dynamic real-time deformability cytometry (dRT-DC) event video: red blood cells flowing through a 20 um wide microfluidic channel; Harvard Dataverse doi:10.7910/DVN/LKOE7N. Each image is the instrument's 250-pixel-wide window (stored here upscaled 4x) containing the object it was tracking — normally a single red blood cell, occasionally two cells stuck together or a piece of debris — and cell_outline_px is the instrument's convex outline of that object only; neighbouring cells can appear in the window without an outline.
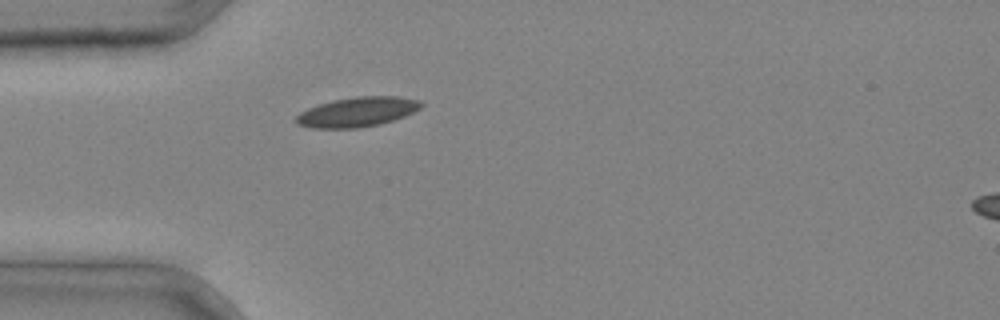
{"species": "common noctule bat (a hibernating species)", "species_latin": "Nyctalus noctula", "temperature_condition": "cold", "stored_images_in_passage": 1, "camera_frame_rate_fps": 3000, "um_per_image_px": 0.085, "animal": {"sex": "male", "body_mass_g": 20.4}, "frame": {"image": 1, "passage_image": 1, "time_ms": 0.0, "image_size_px": [1000, 320], "cell_outline_px": [[424, 104], [420, 108], [404, 116], [380, 124], [356, 128], [312, 128], [296, 124], [296, 116], [300, 112], [308, 108], [332, 100], [356, 96], [396, 96], [420, 100]], "centroid_in_image_um": [30.36, 9.51], "position_along_channel_um": 54.6, "area_um2": 21.56}}